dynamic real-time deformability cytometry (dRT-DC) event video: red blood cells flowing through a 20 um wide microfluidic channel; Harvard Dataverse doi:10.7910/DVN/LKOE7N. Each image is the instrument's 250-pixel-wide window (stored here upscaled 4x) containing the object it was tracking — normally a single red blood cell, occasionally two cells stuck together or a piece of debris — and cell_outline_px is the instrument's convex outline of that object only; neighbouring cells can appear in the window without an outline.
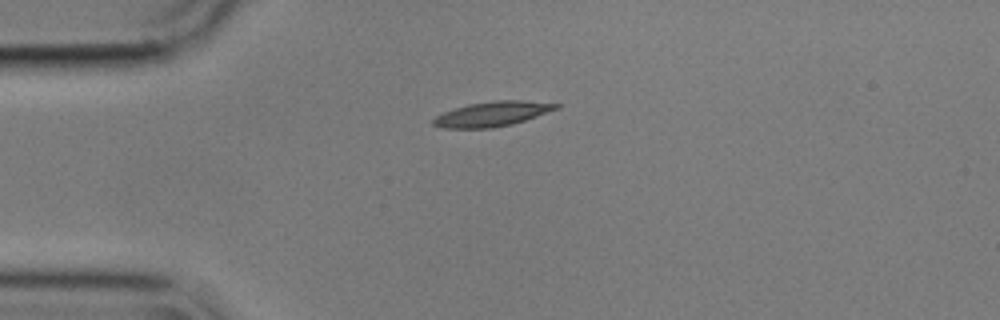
{"species": "common noctule bat (a hibernating species)", "species_latin": "Nyctalus noctula", "temperature_condition": "cold", "stored_images_in_passage": 43, "camera_frame_rate_fps": 3000, "um_per_image_px": 0.085, "animal": {"sex": "male", "body_mass_g": 17.9}, "frame": {"image": 1, "passage_image": 1, "time_ms": 0.0, "image_size_px": [1000, 320], "cell_outline_px": [[560, 108], [512, 124], [492, 128], [440, 128], [432, 124], [432, 120], [436, 116], [444, 112], [468, 104], [496, 100], [520, 100], [560, 104]], "centroid_in_image_um": [41.82, 9.69], "position_along_channel_um": 43.2, "area_um2": 17.63}}
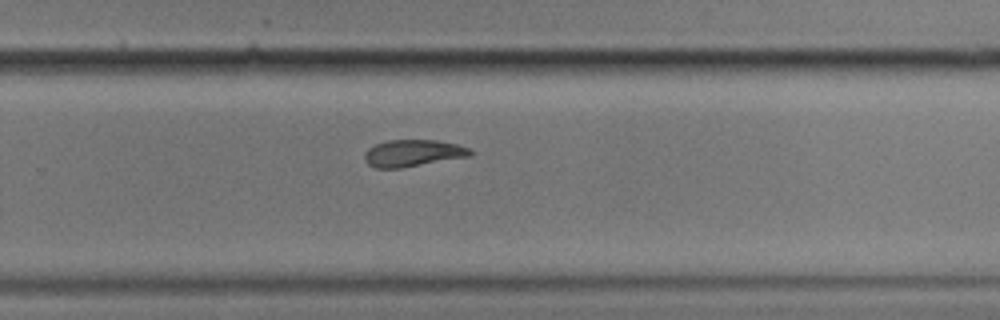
{"frame": {"image": 2, "passage_image": 24, "time_ms": 7.667, "image_size_px": [1000, 320], "cell_outline_px": [[472, 156], [400, 168], [376, 168], [368, 164], [364, 160], [364, 152], [368, 148], [376, 144], [388, 140], [436, 140], [456, 144], [468, 148], [472, 152]], "centroid_in_image_um": [35.07, 13.02], "position_along_channel_um": 294.7, "area_um2": 16.53}}
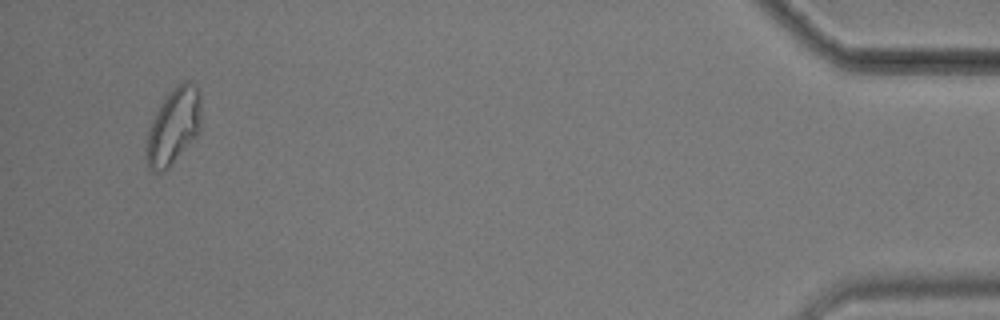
{"frame": {"image": 3, "passage_image": 41, "time_ms": 13.333, "image_size_px": [1000, 320], "cell_outline_px": [[200, 132], [168, 168], [160, 172], [152, 172], [148, 168], [144, 156], [148, 128], [160, 104], [168, 92], [176, 84], [184, 80], [192, 80], [196, 84], [200, 92]], "centroid_in_image_um": [14.73, 10.71], "position_along_channel_um": 420.5, "area_um2": 24.85}, "authors_computed_cell_mechanics": {"area_um2": 17.2822, "velocity_mm_per_s": 3.5558, "shape_relaxation_time_tau1_ms": null, "shape_relaxation_time_tau2_ms": 6.2308, "deformation_change_tau1": null, "deformation_change_tau2": 0.1276}}